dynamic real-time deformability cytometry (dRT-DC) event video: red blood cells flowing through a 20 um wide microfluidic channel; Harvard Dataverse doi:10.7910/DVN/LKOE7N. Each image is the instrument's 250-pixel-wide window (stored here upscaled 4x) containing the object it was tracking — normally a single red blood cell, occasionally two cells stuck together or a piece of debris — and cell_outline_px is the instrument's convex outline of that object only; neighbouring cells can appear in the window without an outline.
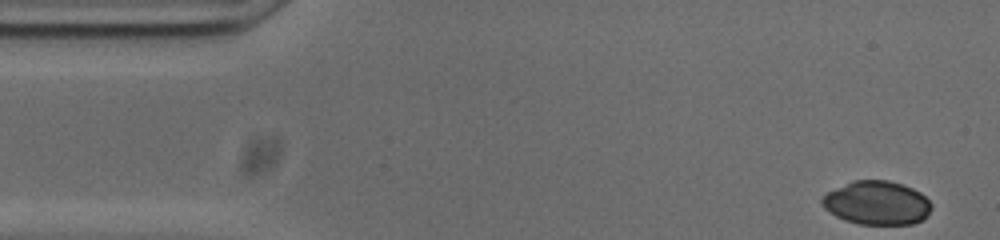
{"species": "common noctule bat (a hibernating species)", "species_latin": "Nyctalus noctula", "temperature_condition": "cold", "stored_images_in_passage": 52, "camera_frame_rate_fps": 3000, "um_per_image_px": 0.085, "animal": {"sex": "male", "body_mass_g": 20.0, "forearm_length_mm": 53.3}, "frame": {"image": 1, "passage_image": 1, "time_ms": 0.0, "image_size_px": [1000, 240], "cell_outline_px": [[932, 208], [924, 220], [912, 224], [860, 224], [844, 220], [836, 216], [824, 208], [820, 204], [820, 200], [828, 192], [852, 180], [888, 180], [904, 184], [920, 192], [932, 204]], "centroid_in_image_um": [74.55, 17.25], "position_along_channel_um": 10.5, "area_um2": 28.03}}
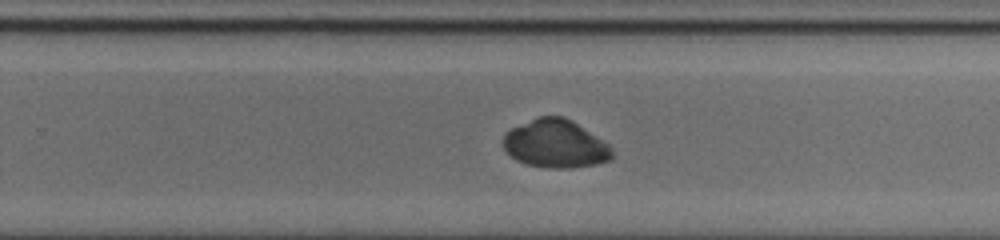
{"frame": {"image": 2, "passage_image": 31, "time_ms": 10.0, "image_size_px": [1000, 240], "cell_outline_px": [[612, 160], [596, 164], [568, 168], [552, 168], [528, 164], [516, 160], [504, 148], [500, 140], [504, 132], [512, 128], [540, 116], [564, 116], [572, 120], [608, 144], [612, 148]], "centroid_in_image_um": [47.2, 12.22], "position_along_channel_um": 282.6, "area_um2": 30.46}}
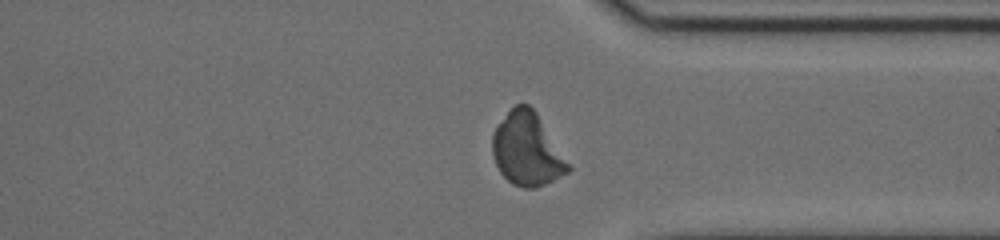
{"frame": {"image": 3, "passage_image": 38, "time_ms": 12.333, "image_size_px": [1000, 240], "cell_outline_px": [[572, 168], [568, 172], [536, 188], [524, 188], [512, 184], [500, 172], [492, 156], [492, 132], [508, 112], [516, 104], [528, 104], [536, 112]], "centroid_in_image_um": [44.78, 12.71], "position_along_channel_um": 366.6, "area_um2": 31.85}}